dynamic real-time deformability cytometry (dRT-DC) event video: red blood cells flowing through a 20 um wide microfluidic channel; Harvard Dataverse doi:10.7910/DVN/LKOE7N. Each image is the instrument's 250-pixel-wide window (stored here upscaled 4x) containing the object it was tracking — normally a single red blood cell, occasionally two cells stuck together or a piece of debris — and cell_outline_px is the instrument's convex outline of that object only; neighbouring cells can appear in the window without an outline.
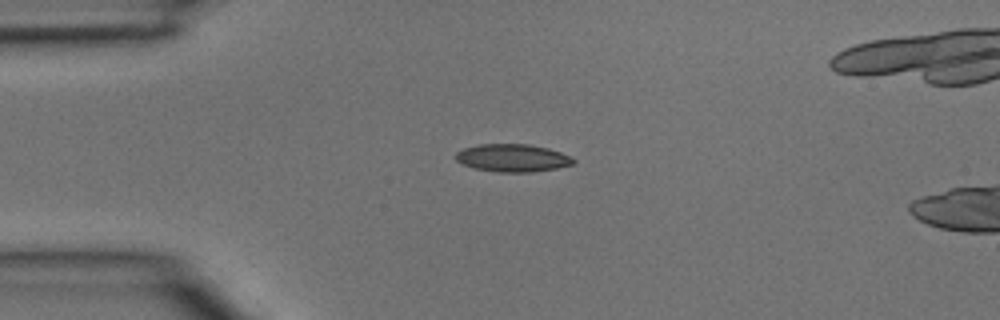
{"species": "common noctule bat (a hibernating species)", "species_latin": "Nyctalus noctula", "temperature_condition": "room temperature", "stored_images_in_passage": 2, "camera_frame_rate_fps": 3000, "um_per_image_px": 0.085, "animal": {"sex": "male", "body_mass_g": 15.6}, "frame": {"image": 1, "passage_image": 2, "time_ms": 0.333, "image_size_px": [1000, 320], "cell_outline_px": [[576, 160], [572, 164], [556, 168], [532, 172], [496, 172], [472, 168], [456, 160], [456, 152], [464, 148], [480, 144], [528, 144], [548, 148], [572, 156]], "centroid_in_image_um": [43.57, 13.42], "position_along_channel_um": 41.4, "area_um2": 19.02}}